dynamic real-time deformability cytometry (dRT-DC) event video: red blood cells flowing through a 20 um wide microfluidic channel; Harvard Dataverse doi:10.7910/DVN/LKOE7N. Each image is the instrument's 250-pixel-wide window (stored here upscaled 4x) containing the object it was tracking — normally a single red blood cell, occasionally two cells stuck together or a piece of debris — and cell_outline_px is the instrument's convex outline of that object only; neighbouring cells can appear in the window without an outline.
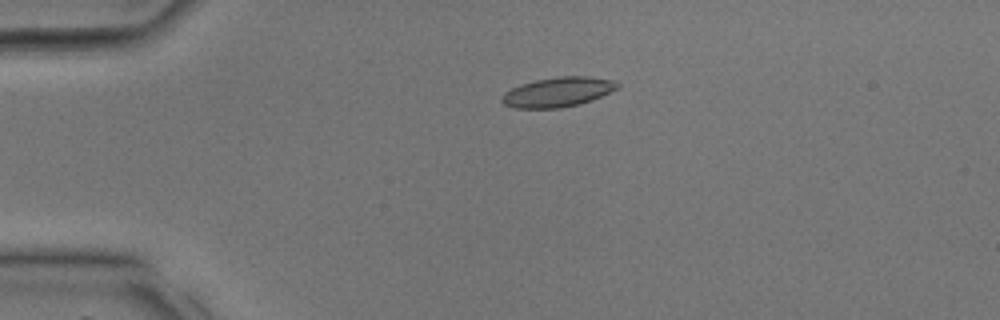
{"species": "common noctule bat (a hibernating species)", "species_latin": "Nyctalus noctula", "temperature_condition": "room temperature", "stored_images_in_passage": 29, "camera_frame_rate_fps": 3000, "um_per_image_px": 0.085, "animal": {"sex": "male", "body_mass_g": 17.9, "forearm_length_mm": 54.2}, "frame": {"image": 1, "passage_image": 2, "time_ms": 0.333, "image_size_px": [1000, 320], "cell_outline_px": [[620, 88], [592, 100], [580, 104], [560, 108], [512, 108], [504, 104], [500, 100], [500, 96], [504, 92], [520, 84], [536, 80], [560, 76], [588, 76], [612, 80], [620, 84]], "centroid_in_image_um": [47.41, 7.83], "position_along_channel_um": 37.6, "area_um2": 20.17}}
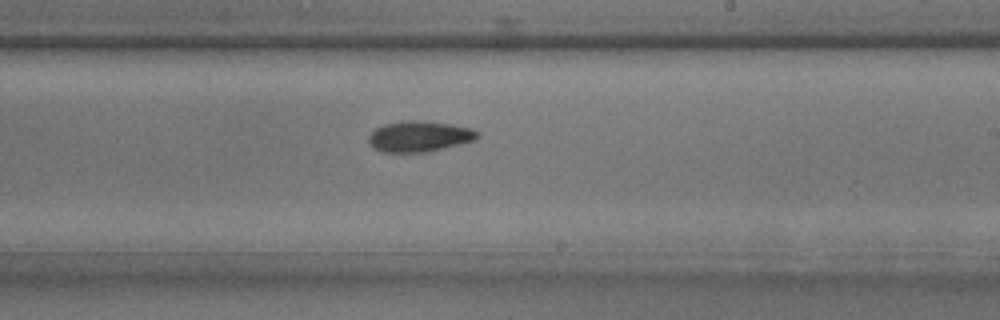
{"frame": {"image": 2, "passage_image": 15, "time_ms": 4.667, "image_size_px": [1000, 320], "cell_outline_px": [[480, 136], [476, 140], [460, 144], [424, 152], [384, 152], [372, 148], [368, 144], [368, 136], [376, 128], [384, 124], [404, 120], [420, 120], [452, 124], [472, 128], [480, 132]], "centroid_in_image_um": [35.65, 11.58], "position_along_channel_um": 253.4, "area_um2": 19.71}}
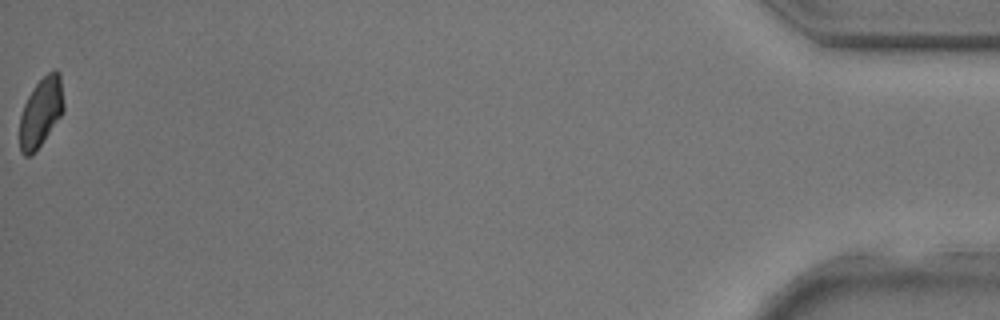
{"frame": {"image": 3, "passage_image": 29, "time_ms": 9.333, "image_size_px": [1000, 320], "cell_outline_px": [[64, 112], [40, 144], [28, 156], [24, 156], [20, 152], [20, 116], [24, 104], [32, 88], [48, 72], [56, 68], [60, 72], [64, 104]], "centroid_in_image_um": [3.49, 9.48], "position_along_channel_um": 431.7, "area_um2": 17.57}}